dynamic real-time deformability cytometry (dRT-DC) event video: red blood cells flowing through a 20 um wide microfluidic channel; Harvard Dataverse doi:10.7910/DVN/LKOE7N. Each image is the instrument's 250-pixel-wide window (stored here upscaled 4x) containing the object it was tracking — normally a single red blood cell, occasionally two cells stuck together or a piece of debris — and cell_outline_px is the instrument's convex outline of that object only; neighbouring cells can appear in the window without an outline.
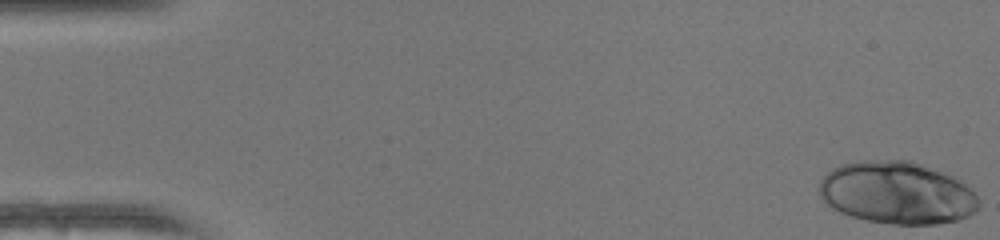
{"species": "human", "species_latin": "Homo sapiens", "temperature_condition": "warm", "stored_images_in_passage": 50, "camera_frame_rate_fps": 3000, "um_per_image_px": 0.085, "donor": {"sex": "female"}, "frame": {"image": 1, "passage_image": 1, "time_ms": 0.0, "image_size_px": [1000, 240], "cell_outline_px": [[980, 204], [976, 212], [968, 216], [956, 220], [936, 224], [892, 224], [864, 220], [840, 212], [832, 208], [820, 196], [820, 180], [832, 168], [840, 164], [860, 160], [912, 160], [956, 176], [980, 200]], "centroid_in_image_um": [76.26, 16.38], "position_along_channel_um": 8.7, "area_um2": 58.38}}
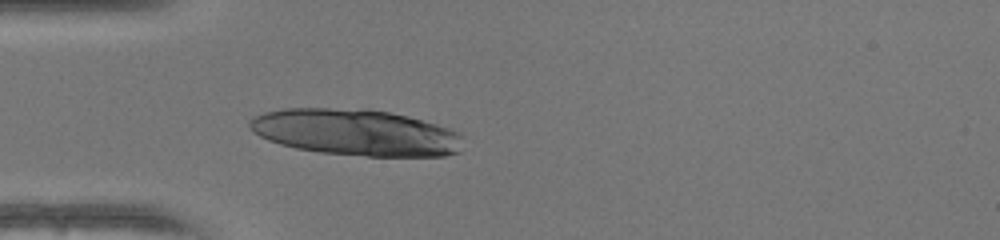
{"frame": {"image": 2, "passage_image": 15, "time_ms": 4.667, "image_size_px": [1000, 240], "cell_outline_px": [[460, 152], [444, 156], [368, 156], [320, 152], [296, 148], [280, 144], [268, 140], [260, 136], [248, 124], [248, 120], [264, 112], [284, 108], [364, 108], [388, 112], [408, 116], [436, 124], [460, 132]], "centroid_in_image_um": [30.24, 11.25], "position_along_channel_um": 54.8, "area_um2": 57.57}}